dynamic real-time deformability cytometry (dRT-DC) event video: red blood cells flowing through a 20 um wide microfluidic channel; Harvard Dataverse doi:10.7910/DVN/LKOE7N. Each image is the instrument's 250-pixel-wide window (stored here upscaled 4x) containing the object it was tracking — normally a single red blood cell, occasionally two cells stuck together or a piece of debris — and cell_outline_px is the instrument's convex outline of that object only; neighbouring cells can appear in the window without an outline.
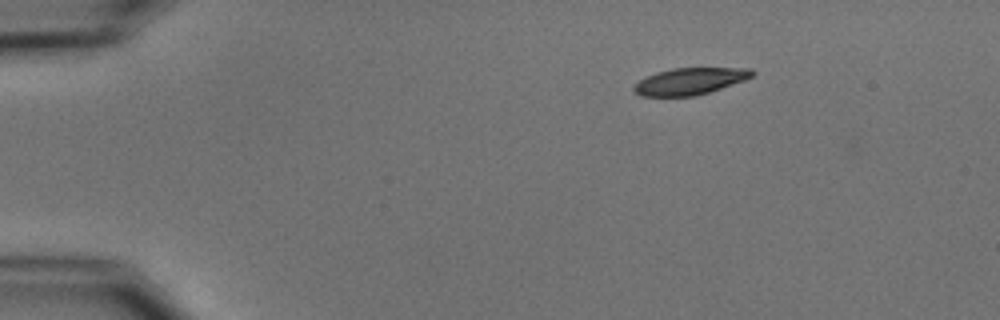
{"species": "common noctule bat (a hibernating species)", "species_latin": "Nyctalus noctula", "temperature_condition": "cold", "stored_images_in_passage": 5, "camera_frame_rate_fps": 3000, "um_per_image_px": 0.085, "animal": {"sex": "male", "body_mass_g": 15.6}, "frame": {"image": 1, "passage_image": 5, "time_ms": 5.667, "image_size_px": [1000, 320], "cell_outline_px": [[756, 72], [752, 76], [744, 80], [696, 96], [640, 96], [632, 88], [644, 76], [656, 72], [672, 68], [752, 68]], "centroid_in_image_um": [58.63, 6.89], "position_along_channel_um": 26.4, "area_um2": 18.38}}